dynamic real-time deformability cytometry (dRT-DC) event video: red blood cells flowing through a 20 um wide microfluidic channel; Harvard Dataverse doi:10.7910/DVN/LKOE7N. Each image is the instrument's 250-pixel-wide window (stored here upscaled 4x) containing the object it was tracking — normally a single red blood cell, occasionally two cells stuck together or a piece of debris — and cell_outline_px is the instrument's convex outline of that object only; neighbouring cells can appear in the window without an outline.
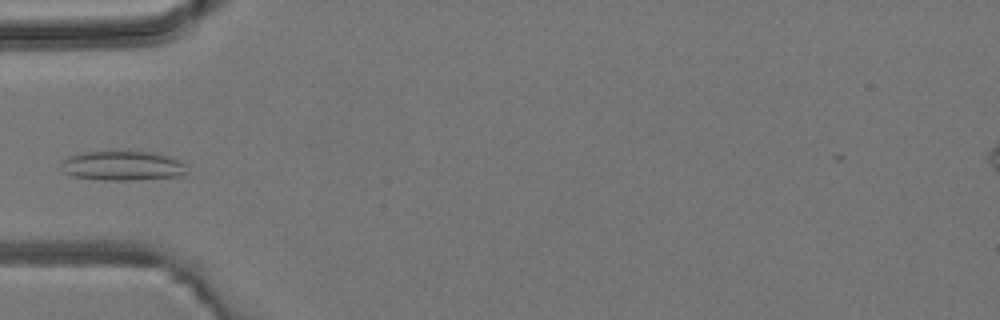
{"species": "common noctule bat (a hibernating species)", "species_latin": "Nyctalus noctula", "temperature_condition": "room temperature", "stored_images_in_passage": 3, "camera_frame_rate_fps": 3000, "um_per_image_px": 0.085, "animal": {"sex": "male", "body_mass_g": 19.2, "forearm_length_mm": 51.8}, "frame": {"image": 1, "passage_image": 3, "time_ms": 3.0, "image_size_px": [1000, 320], "cell_outline_px": [[184, 172], [180, 176], [132, 180], [104, 180], [72, 176], [64, 172], [64, 160], [68, 156], [84, 152], [128, 148], [156, 152], [172, 156], [180, 160], [184, 164]], "centroid_in_image_um": [10.45, 14.03], "position_along_channel_um": 74.5, "area_um2": 22.37}}